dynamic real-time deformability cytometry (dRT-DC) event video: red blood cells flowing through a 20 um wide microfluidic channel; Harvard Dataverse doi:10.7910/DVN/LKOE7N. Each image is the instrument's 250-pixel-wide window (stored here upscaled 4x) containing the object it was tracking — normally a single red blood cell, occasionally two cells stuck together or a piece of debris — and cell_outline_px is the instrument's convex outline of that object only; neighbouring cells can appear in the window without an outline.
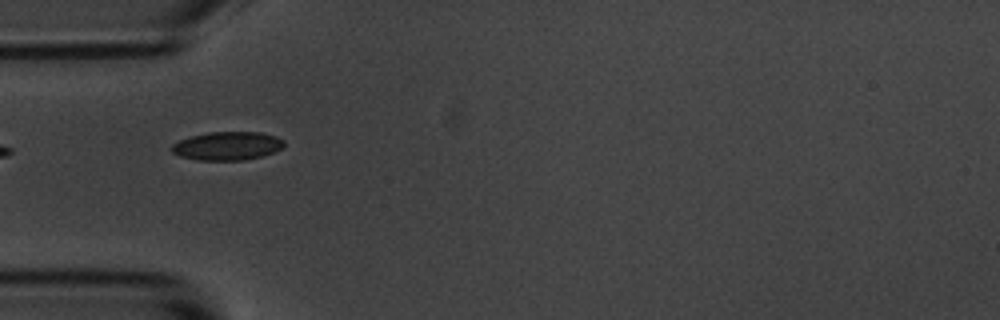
{"species": "common noctule bat (a hibernating species)", "species_latin": "Nyctalus noctula", "temperature_condition": "room temperature", "stored_images_in_passage": 2, "camera_frame_rate_fps": 3000, "um_per_image_px": 0.085, "animal": {"sex": "male", "body_mass_g": 20.1, "forearm_length_mm": 53.5}, "frame": {"image": 1, "passage_image": 1, "time_ms": 0.0, "image_size_px": [1000, 320], "cell_outline_px": [[284, 148], [264, 156], [244, 160], [196, 160], [180, 156], [172, 152], [172, 144], [180, 140], [192, 136], [208, 132], [260, 132], [276, 136], [284, 140]], "centroid_in_image_um": [19.36, 12.41], "position_along_channel_um": 65.6, "area_um2": 18.73}}